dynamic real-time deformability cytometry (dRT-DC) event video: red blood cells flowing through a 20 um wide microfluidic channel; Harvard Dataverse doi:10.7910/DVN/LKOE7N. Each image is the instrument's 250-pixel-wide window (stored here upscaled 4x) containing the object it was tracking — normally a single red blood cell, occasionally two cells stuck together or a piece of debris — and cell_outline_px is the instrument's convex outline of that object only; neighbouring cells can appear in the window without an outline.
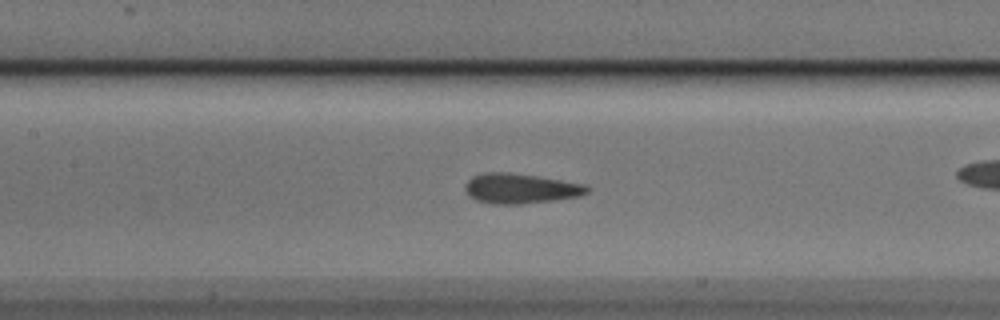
{"species": "Egyptian fruit bat (a non-hibernating species)", "species_latin": "Rousettus aegyptiacus", "temperature_condition": "cold", "stored_images_in_passage": 30, "camera_frame_rate_fps": 3000, "um_per_image_px": 0.085, "animal": {"sex": "male"}, "frame": {"image": 1, "passage_image": 9, "time_ms": 2.667, "image_size_px": [1000, 320], "cell_outline_px": [[588, 192], [580, 196], [552, 200], [520, 204], [492, 204], [476, 200], [468, 196], [464, 188], [464, 184], [472, 176], [484, 172], [508, 172], [536, 176], [584, 184], [588, 188]], "centroid_in_image_um": [44.17, 16.02], "position_along_channel_um": 163.2, "area_um2": 21.27}}
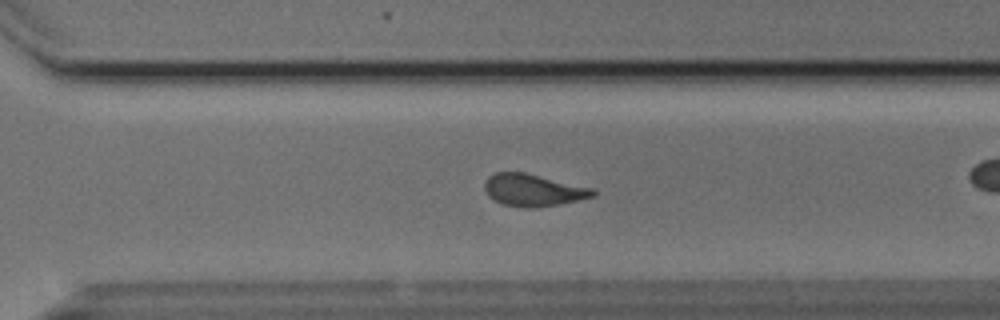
{"frame": {"image": 2, "passage_image": 22, "time_ms": 7.0, "image_size_px": [1000, 320], "cell_outline_px": [[596, 196], [560, 204], [532, 208], [524, 208], [500, 204], [492, 200], [488, 196], [484, 188], [484, 184], [488, 176], [496, 172], [524, 172], [596, 188]], "centroid_in_image_um": [45.33, 16.16], "position_along_channel_um": 325.3, "area_um2": 20.69}}